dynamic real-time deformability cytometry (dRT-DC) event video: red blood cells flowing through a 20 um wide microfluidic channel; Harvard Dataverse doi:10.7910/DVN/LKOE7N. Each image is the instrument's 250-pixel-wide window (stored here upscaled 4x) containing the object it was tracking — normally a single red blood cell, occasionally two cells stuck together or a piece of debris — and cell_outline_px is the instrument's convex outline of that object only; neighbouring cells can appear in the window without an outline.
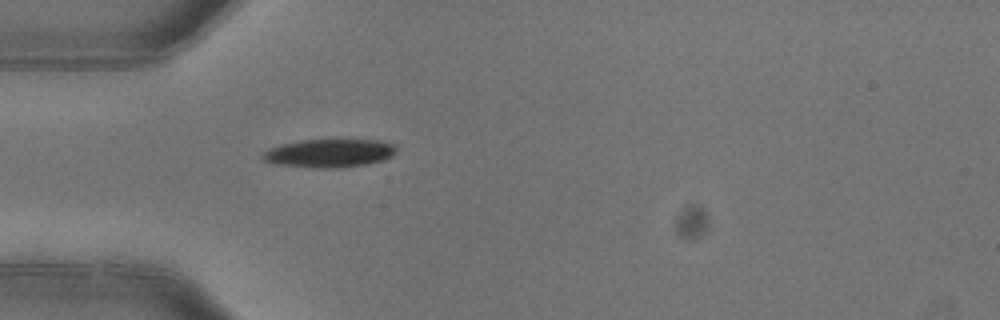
{"species": "common noctule bat (a hibernating species)", "species_latin": "Nyctalus noctula", "temperature_condition": "warm", "stored_images_in_passage": 1, "camera_frame_rate_fps": 3000, "um_per_image_px": 0.085, "animal": {"sex": "female"}, "frame": {"image": 1, "passage_image": 1, "time_ms": 0.0, "image_size_px": [1000, 320], "cell_outline_px": [[396, 152], [392, 156], [384, 160], [368, 164], [336, 168], [320, 168], [272, 164], [260, 160], [260, 152], [268, 148], [280, 144], [300, 140], [380, 140], [396, 144]], "centroid_in_image_um": [27.93, 13.02], "position_along_channel_um": 57.1, "area_um2": 22.54}}